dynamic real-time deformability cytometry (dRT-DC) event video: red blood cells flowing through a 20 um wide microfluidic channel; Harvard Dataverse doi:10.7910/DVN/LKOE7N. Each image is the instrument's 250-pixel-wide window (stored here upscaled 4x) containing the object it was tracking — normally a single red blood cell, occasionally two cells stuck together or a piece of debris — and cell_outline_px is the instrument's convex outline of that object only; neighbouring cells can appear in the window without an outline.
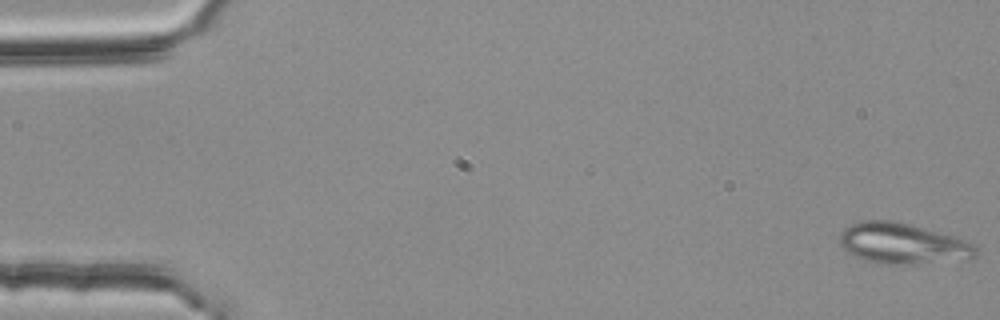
{"species": "common noctule bat (a hibernating species)", "species_latin": "Nyctalus noctula", "temperature_condition": "room temperature", "stored_images_in_passage": 53, "camera_frame_rate_fps": 3000, "um_per_image_px": 0.085, "animal": {"sex": "female", "body_mass_g": 25.1}, "frame": {"image": 1, "passage_image": 1, "time_ms": 0.0, "image_size_px": [1000, 320], "cell_outline_px": [[976, 256], [972, 260], [904, 264], [888, 264], [868, 260], [856, 256], [848, 252], [840, 244], [840, 232], [844, 228], [852, 224], [864, 220], [888, 220], [908, 224], [956, 236], [976, 244]], "centroid_in_image_um": [76.8, 20.7], "position_along_channel_um": 8.2, "area_um2": 32.31}}
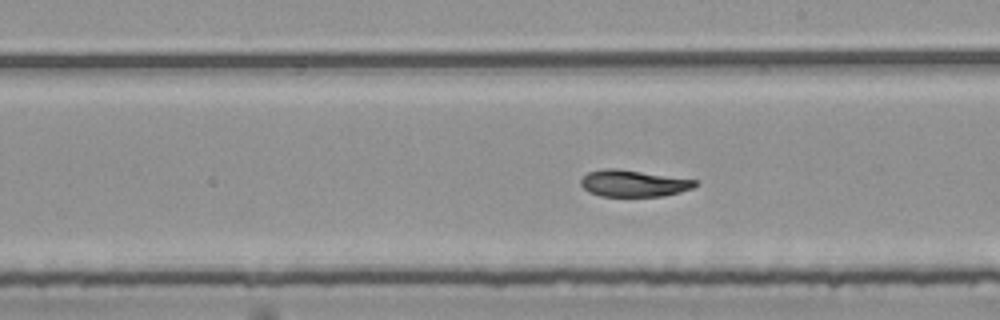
{"frame": {"image": 2, "passage_image": 31, "time_ms": 10.0, "image_size_px": [1000, 320], "cell_outline_px": [[700, 184], [692, 188], [680, 192], [664, 196], [600, 196], [588, 192], [580, 184], [580, 180], [588, 172], [604, 168], [616, 168], [700, 180]], "centroid_in_image_um": [53.88, 15.58], "position_along_channel_um": 235.1, "area_um2": 17.98}}
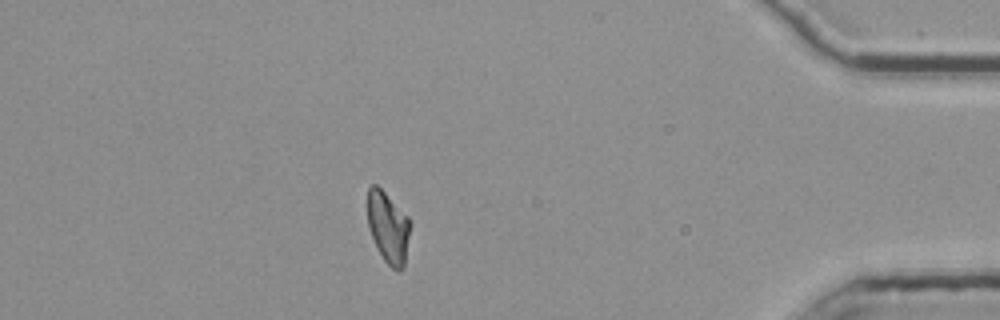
{"frame": {"image": 3, "passage_image": 48, "time_ms": 15.667, "image_size_px": [1000, 320], "cell_outline_px": [[412, 224], [404, 268], [400, 272], [396, 272], [384, 260], [372, 236], [368, 224], [368, 188], [372, 184], [376, 184], [408, 216]], "centroid_in_image_um": [33.04, 19.36], "position_along_channel_um": 402.2, "area_um2": 17.8}, "authors_computed_cell_mechanics": {"area_um2": 18.785, "velocity_mm_per_s": 3.7645, "shape_relaxation_time_tau1_ms": 9.8175, "shape_relaxation_time_tau2_ms": 5.5294, "deformation_change_tau1": 0.2402, "deformation_change_tau2": 0.1101}}